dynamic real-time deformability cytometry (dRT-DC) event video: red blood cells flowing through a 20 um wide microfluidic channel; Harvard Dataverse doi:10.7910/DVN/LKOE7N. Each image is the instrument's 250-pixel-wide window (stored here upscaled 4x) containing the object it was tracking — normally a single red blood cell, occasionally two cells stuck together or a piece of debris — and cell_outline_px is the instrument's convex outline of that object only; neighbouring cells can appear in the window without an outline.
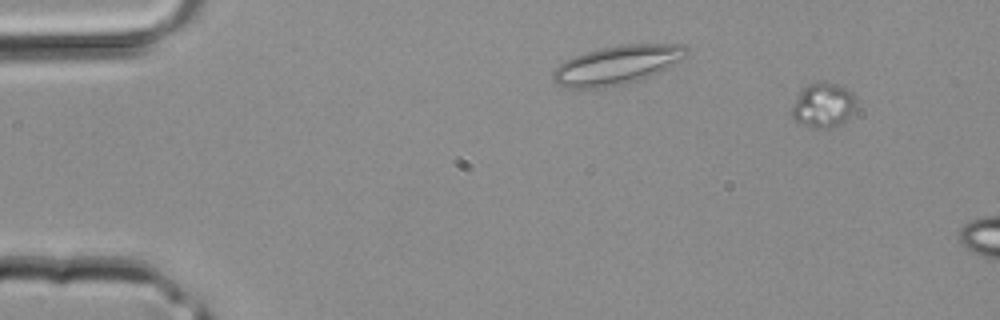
{"species": "common noctule bat (a hibernating species)", "species_latin": "Nyctalus noctula", "temperature_condition": "room temperature", "stored_images_in_passage": 6, "camera_frame_rate_fps": 3000, "um_per_image_px": 0.085, "animal": {"sex": "male", "body_mass_g": 20.4}, "frame": {"image": 1, "passage_image": 2, "time_ms": 0.333, "image_size_px": [1000, 320], "cell_outline_px": [[856, 108], [844, 120], [828, 128], [812, 128], [796, 120], [792, 116], [792, 108], [800, 92], [808, 84], [840, 84], [852, 92], [856, 96]], "centroid_in_image_um": [70.01, 8.95], "position_along_channel_um": 15.0, "area_um2": 16.13}}